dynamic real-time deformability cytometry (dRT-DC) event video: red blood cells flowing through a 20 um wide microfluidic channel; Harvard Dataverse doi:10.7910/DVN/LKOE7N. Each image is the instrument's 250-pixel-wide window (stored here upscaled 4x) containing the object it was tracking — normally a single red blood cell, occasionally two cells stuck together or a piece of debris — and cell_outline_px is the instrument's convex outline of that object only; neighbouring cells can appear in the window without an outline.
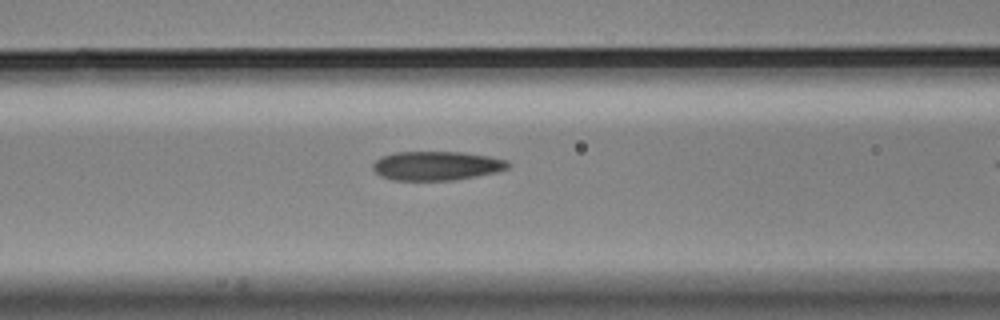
{"species": "Egyptian fruit bat (a non-hibernating species)", "species_latin": "Rousettus aegyptiacus", "temperature_condition": "cold", "stored_images_in_passage": 40, "camera_frame_rate_fps": 3000, "um_per_image_px": 0.085, "animal": {"sex": "male"}, "frame": {"image": 1, "passage_image": 18, "time_ms": 5.667, "image_size_px": [1000, 320], "cell_outline_px": [[512, 164], [508, 168], [496, 172], [456, 180], [392, 180], [380, 176], [372, 168], [372, 164], [380, 156], [396, 152], [460, 152], [488, 156], [508, 160]], "centroid_in_image_um": [37.1, 14.09], "position_along_channel_um": 129.5, "area_um2": 23.0}}
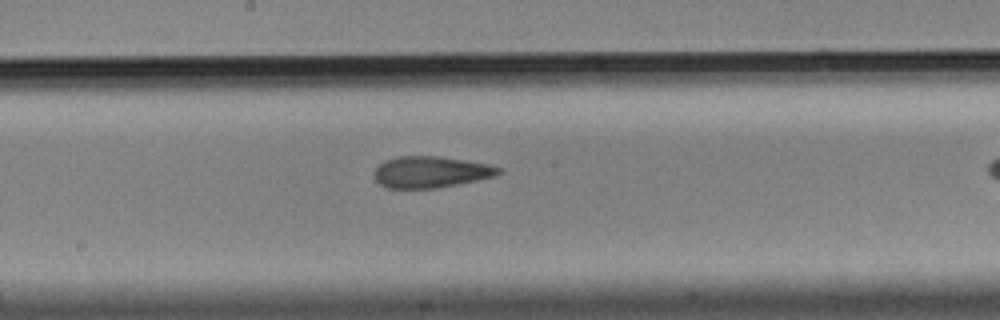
{"frame": {"image": 2, "passage_image": 25, "time_ms": 8.0, "image_size_px": [1000, 320], "cell_outline_px": [[500, 172], [496, 176], [436, 188], [388, 188], [380, 184], [372, 176], [372, 172], [384, 160], [400, 156], [436, 156], [492, 164], [500, 168]], "centroid_in_image_um": [36.58, 14.61], "position_along_channel_um": 211.6, "area_um2": 22.72}}
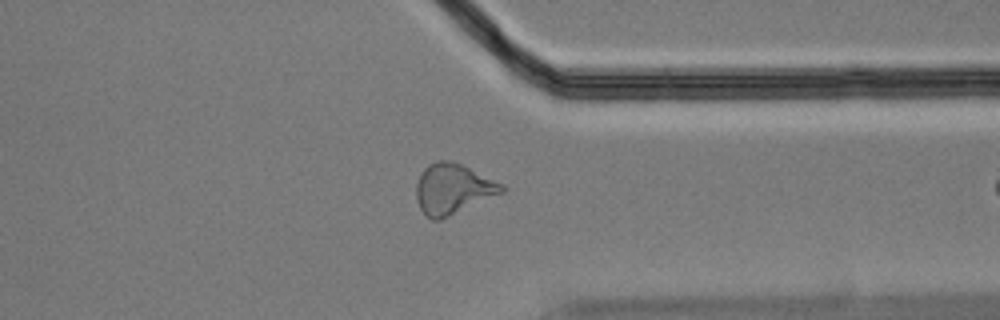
{"frame": {"image": 3, "passage_image": 39, "time_ms": 12.667, "image_size_px": [1000, 320], "cell_outline_px": [[508, 188], [504, 192], [440, 220], [432, 220], [420, 208], [416, 200], [416, 184], [424, 168], [428, 164], [436, 160], [452, 160], [504, 184]], "centroid_in_image_um": [38.5, 16.05], "position_along_channel_um": 372.9, "area_um2": 25.09}}